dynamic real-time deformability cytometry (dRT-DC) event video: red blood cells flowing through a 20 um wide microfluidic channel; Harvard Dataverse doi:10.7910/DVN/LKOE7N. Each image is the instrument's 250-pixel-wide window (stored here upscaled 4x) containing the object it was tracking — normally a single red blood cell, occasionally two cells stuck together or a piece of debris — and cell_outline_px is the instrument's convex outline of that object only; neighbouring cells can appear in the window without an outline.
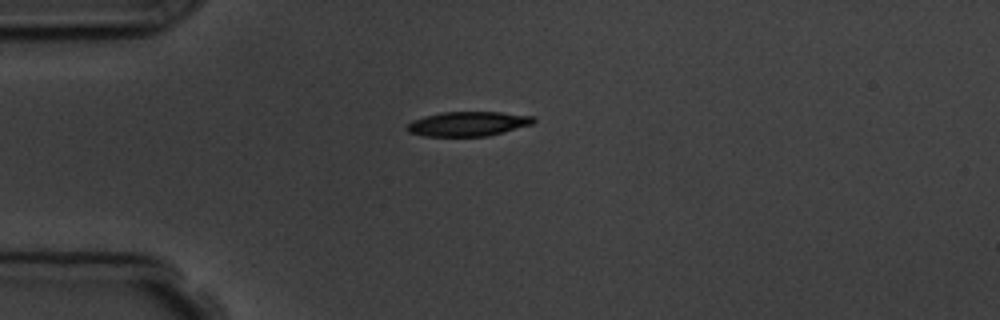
{"species": "common noctule bat (a hibernating species)", "species_latin": "Nyctalus noctula", "temperature_condition": "room temperature", "stored_images_in_passage": 7, "camera_frame_rate_fps": 3000, "um_per_image_px": 0.085, "animal": {"sex": "male", "body_mass_g": 19.5, "forearm_length_mm": 54.6}, "frame": {"image": 1, "passage_image": 1, "time_ms": 0.0, "image_size_px": [1000, 320], "cell_outline_px": [[536, 120], [532, 124], [504, 132], [488, 136], [424, 136], [408, 132], [404, 128], [412, 120], [424, 116], [444, 112], [500, 112], [536, 116]], "centroid_in_image_um": [39.78, 10.52], "position_along_channel_um": 45.2, "area_um2": 18.21}}
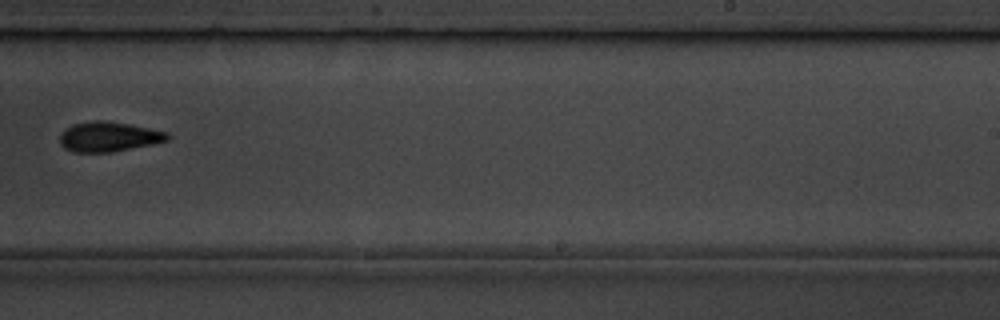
{"frame": {"image": 2, "passage_image": 7, "time_ms": 6.667, "image_size_px": [1000, 320], "cell_outline_px": [[172, 136], [168, 140], [152, 144], [112, 152], [72, 152], [64, 148], [60, 144], [60, 132], [72, 124], [92, 120], [104, 120], [128, 124], [168, 132]], "centroid_in_image_um": [9.21, 11.62], "position_along_channel_um": 279.8, "area_um2": 18.84}}